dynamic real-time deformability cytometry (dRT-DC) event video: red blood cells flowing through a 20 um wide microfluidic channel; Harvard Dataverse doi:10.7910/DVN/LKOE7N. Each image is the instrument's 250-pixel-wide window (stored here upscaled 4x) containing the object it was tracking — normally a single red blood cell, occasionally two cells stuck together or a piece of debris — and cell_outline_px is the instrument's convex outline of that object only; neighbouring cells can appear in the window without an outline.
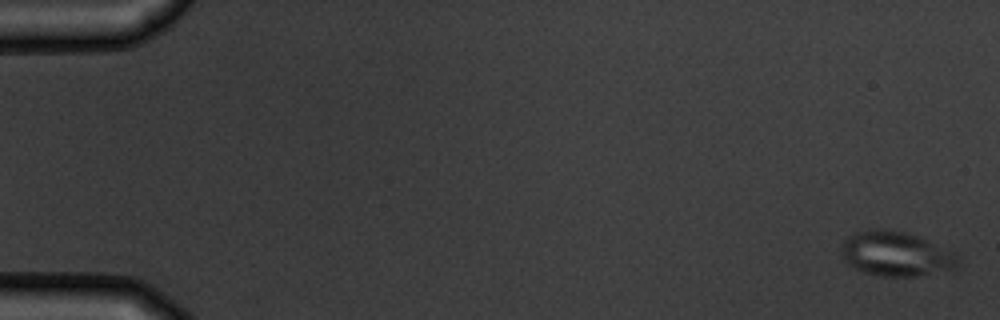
{"species": "common noctule bat (a hibernating species)", "species_latin": "Nyctalus noctula", "temperature_condition": "warm", "stored_images_in_passage": 5, "camera_frame_rate_fps": 3000, "um_per_image_px": 0.085, "animal": {"sex": "male", "body_mass_g": 19.5, "forearm_length_mm": 54.6}, "frame": {"image": 1, "passage_image": 1, "time_ms": 0.0, "image_size_px": [1000, 320], "cell_outline_px": [[956, 268], [916, 276], [880, 276], [864, 272], [848, 264], [844, 260], [840, 248], [840, 244], [848, 236], [856, 232], [868, 228], [884, 228], [904, 232], [916, 236], [956, 256]], "centroid_in_image_um": [76.01, 21.57], "position_along_channel_um": 9.0, "area_um2": 29.65}}